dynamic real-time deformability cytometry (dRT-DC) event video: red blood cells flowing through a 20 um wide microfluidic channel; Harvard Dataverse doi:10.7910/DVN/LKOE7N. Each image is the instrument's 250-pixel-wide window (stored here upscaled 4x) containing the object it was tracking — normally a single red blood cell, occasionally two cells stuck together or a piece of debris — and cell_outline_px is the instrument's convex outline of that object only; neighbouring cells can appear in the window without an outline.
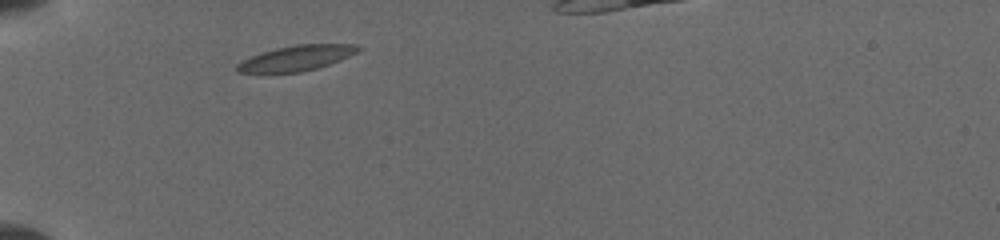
{"species": "common noctule bat (a hibernating species)", "species_latin": "Nyctalus noctula", "temperature_condition": "cold", "stored_images_in_passage": 7, "camera_frame_rate_fps": 3000, "um_per_image_px": 0.085, "animal": {"sex": "female", "body_mass_g": 19.5, "forearm_length_mm": 54.1}, "frame": {"image": 1, "passage_image": 1, "time_ms": 0.0, "image_size_px": [1000, 240], "cell_outline_px": [[360, 48], [356, 52], [340, 60], [316, 68], [300, 72], [240, 72], [236, 68], [236, 64], [240, 60], [260, 52], [276, 48], [296, 44], [356, 44]], "centroid_in_image_um": [25.15, 4.92], "position_along_channel_um": 59.8, "area_um2": 17.63}}
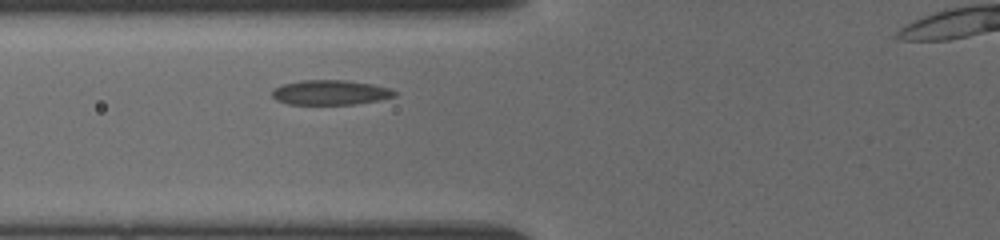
{"frame": {"image": 2, "passage_image": 7, "time_ms": 1.333, "image_size_px": [1000, 240], "cell_outline_px": [[396, 96], [380, 100], [352, 104], [288, 104], [276, 100], [272, 96], [272, 88], [284, 84], [300, 80], [348, 80], [372, 84], [392, 88], [396, 92]], "centroid_in_image_um": [28.09, 7.85], "position_along_channel_um": 97.7, "area_um2": 17.8}}